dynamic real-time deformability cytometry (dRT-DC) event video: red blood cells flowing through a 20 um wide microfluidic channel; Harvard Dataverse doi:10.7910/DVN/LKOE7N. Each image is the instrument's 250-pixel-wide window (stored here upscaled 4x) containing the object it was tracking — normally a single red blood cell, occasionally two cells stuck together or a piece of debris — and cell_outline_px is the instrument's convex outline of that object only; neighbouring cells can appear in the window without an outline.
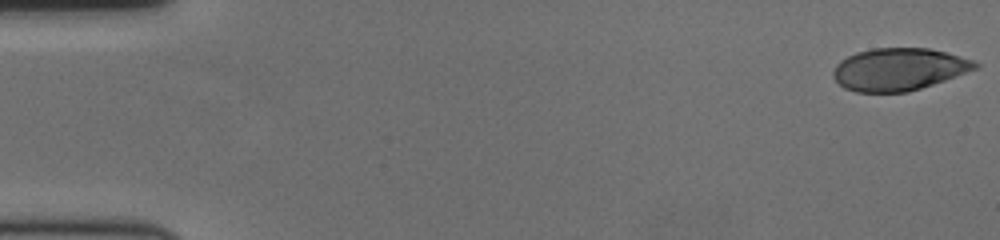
{"species": "human", "species_latin": "Homo sapiens", "temperature_condition": "cold", "stored_images_in_passage": 59, "camera_frame_rate_fps": 3000, "um_per_image_px": 0.085, "donor": {"sex": "female"}, "frame": {"image": 1, "passage_image": 1, "time_ms": 0.0, "image_size_px": [1000, 240], "cell_outline_px": [[980, 68], [908, 92], [856, 92], [844, 88], [832, 76], [832, 72], [836, 64], [840, 60], [856, 52], [872, 48], [928, 48], [944, 52], [972, 60], [980, 64]], "centroid_in_image_um": [76.38, 5.89], "position_along_channel_um": 8.6, "area_um2": 34.97}}
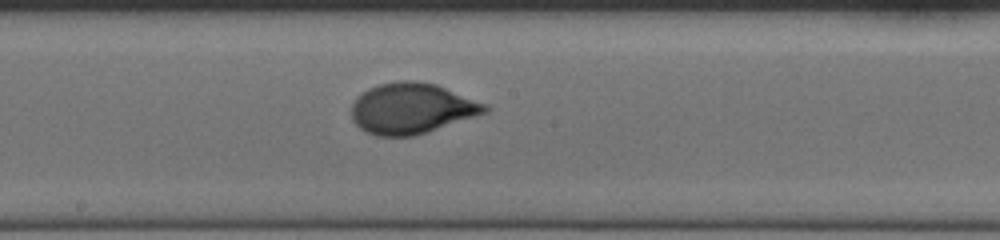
{"frame": {"image": 2, "passage_image": 32, "time_ms": 10.333, "image_size_px": [1000, 240], "cell_outline_px": [[492, 108], [488, 112], [412, 136], [376, 136], [360, 128], [352, 120], [352, 104], [356, 96], [368, 88], [380, 84], [400, 80], [416, 80], [436, 84], [488, 104]], "centroid_in_image_um": [35.0, 9.19], "position_along_channel_um": 213.2, "area_um2": 39.42}}
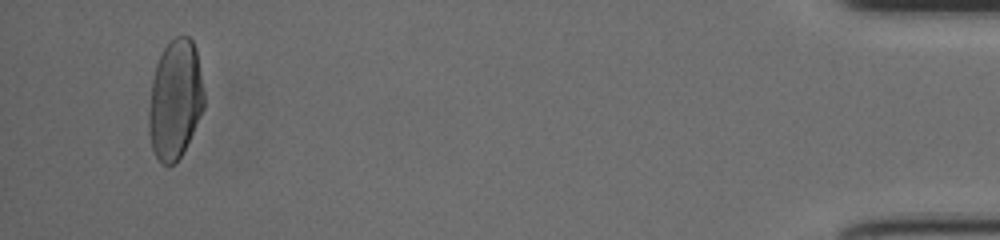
{"frame": {"image": 3, "passage_image": 56, "time_ms": 18.333, "image_size_px": [1000, 240], "cell_outline_px": [[204, 108], [180, 156], [172, 164], [164, 164], [156, 156], [152, 148], [148, 124], [148, 116], [152, 80], [156, 64], [164, 48], [176, 36], [188, 36], [192, 40], [196, 48], [204, 92]], "centroid_in_image_um": [14.88, 8.42], "position_along_channel_um": 420.3, "area_um2": 37.86}, "authors_computed_cell_mechanics": {"area_um2": 38.0902, "velocity_mm_per_s": 3.5699, "shape_relaxation_time_tau1_ms": 4.1283, "shape_relaxation_time_tau2_ms": null, "deformation_change_tau1": 0.1946, "deformation_change_tau2": null}}